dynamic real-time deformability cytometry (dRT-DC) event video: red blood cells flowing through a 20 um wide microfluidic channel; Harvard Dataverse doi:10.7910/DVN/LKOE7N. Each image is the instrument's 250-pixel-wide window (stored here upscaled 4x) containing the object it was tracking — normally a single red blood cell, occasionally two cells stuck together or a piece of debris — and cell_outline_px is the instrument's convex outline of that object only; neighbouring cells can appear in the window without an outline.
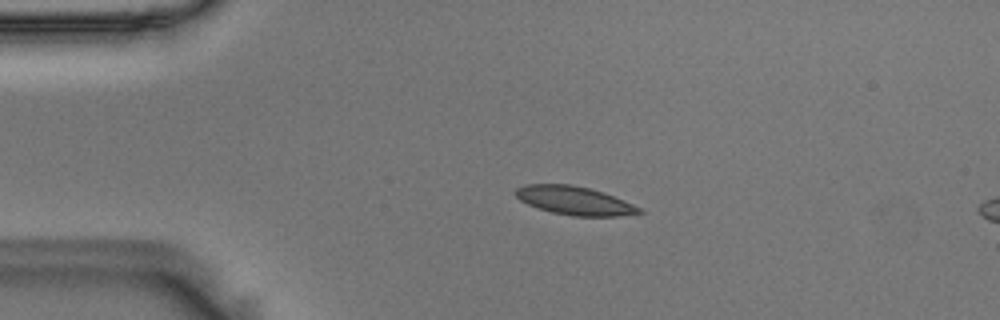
{"species": "Egyptian fruit bat (a non-hibernating species)", "species_latin": "Rousettus aegyptiacus", "temperature_condition": "room temperature", "stored_images_in_passage": 45, "camera_frame_rate_fps": 3000, "um_per_image_px": 0.085, "animal": {"sex": "male"}, "frame": {"image": 1, "passage_image": 1, "time_ms": 0.0, "image_size_px": [1000, 320], "cell_outline_px": [[644, 212], [620, 216], [572, 216], [552, 212], [528, 204], [520, 200], [512, 192], [516, 188], [524, 184], [572, 184], [604, 192], [632, 204], [640, 208]], "centroid_in_image_um": [48.8, 17.04], "position_along_channel_um": 36.2, "area_um2": 20.46}}
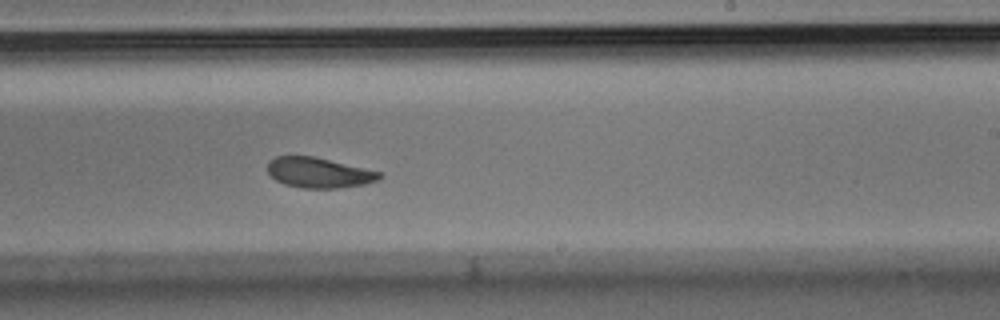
{"frame": {"image": 2, "passage_image": 23, "time_ms": 7.333, "image_size_px": [1000, 320], "cell_outline_px": [[384, 176], [380, 180], [364, 184], [336, 188], [304, 188], [284, 184], [276, 180], [268, 172], [268, 160], [276, 156], [312, 156], [364, 168], [380, 172]], "centroid_in_image_um": [27.1, 14.68], "position_along_channel_um": 261.9, "area_um2": 19.59}}
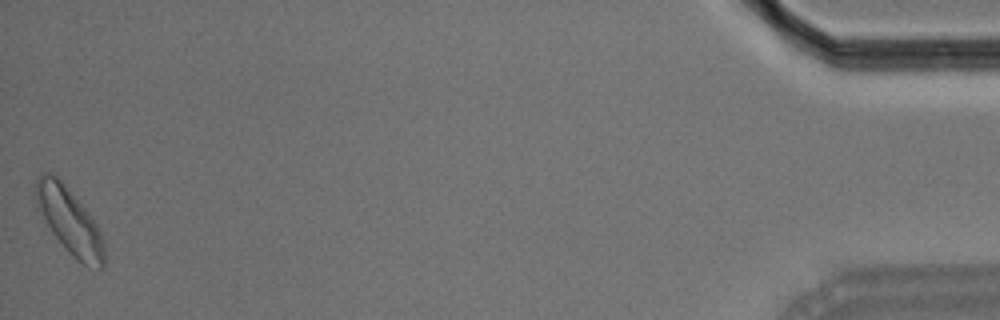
{"frame": {"image": 3, "passage_image": 45, "time_ms": 14.667, "image_size_px": [1000, 320], "cell_outline_px": [[104, 268], [100, 268], [84, 264], [76, 260], [72, 256], [52, 232], [36, 208], [36, 176], [44, 172], [52, 172], [64, 184], [88, 212], [96, 224], [104, 240]], "centroid_in_image_um": [5.89, 18.76], "position_along_channel_um": 429.3, "area_um2": 26.01}, "authors_computed_cell_mechanics": {"area_um2": 21.0392, "velocity_mm_per_s": 3.5657, "shape_relaxation_time_tau1_ms": 3.0633, "shape_relaxation_time_tau2_ms": 3.7628, "deformation_change_tau1": 0.0968, "deformation_change_tau2": 0.0791}}